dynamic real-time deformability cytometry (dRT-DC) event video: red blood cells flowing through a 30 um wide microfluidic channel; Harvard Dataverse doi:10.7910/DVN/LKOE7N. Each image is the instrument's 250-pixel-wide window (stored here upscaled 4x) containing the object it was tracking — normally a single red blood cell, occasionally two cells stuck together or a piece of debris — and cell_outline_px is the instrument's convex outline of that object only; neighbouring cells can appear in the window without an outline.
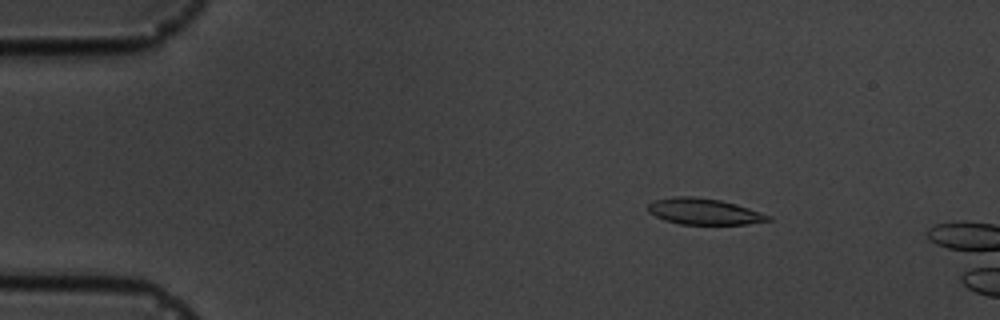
{"species": "common noctule bat (a hibernating species)", "species_latin": "Nyctalus noctula", "temperature_condition": "cold", "stored_images_in_passage": 5, "camera_frame_rate_fps": 3000, "um_per_image_px": 0.085, "animal": {"sex": "male", "body_mass_g": 19.5, "forearm_length_mm": 54.6}, "frame": {"image": 1, "passage_image": 3, "time_ms": 2.333, "image_size_px": [1000, 320], "cell_outline_px": [[772, 220], [748, 224], [680, 224], [664, 220], [648, 212], [648, 204], [656, 200], [676, 196], [692, 196], [720, 200], [736, 204], [772, 216]], "centroid_in_image_um": [59.85, 17.98], "position_along_channel_um": 25.2, "area_um2": 18.21}}